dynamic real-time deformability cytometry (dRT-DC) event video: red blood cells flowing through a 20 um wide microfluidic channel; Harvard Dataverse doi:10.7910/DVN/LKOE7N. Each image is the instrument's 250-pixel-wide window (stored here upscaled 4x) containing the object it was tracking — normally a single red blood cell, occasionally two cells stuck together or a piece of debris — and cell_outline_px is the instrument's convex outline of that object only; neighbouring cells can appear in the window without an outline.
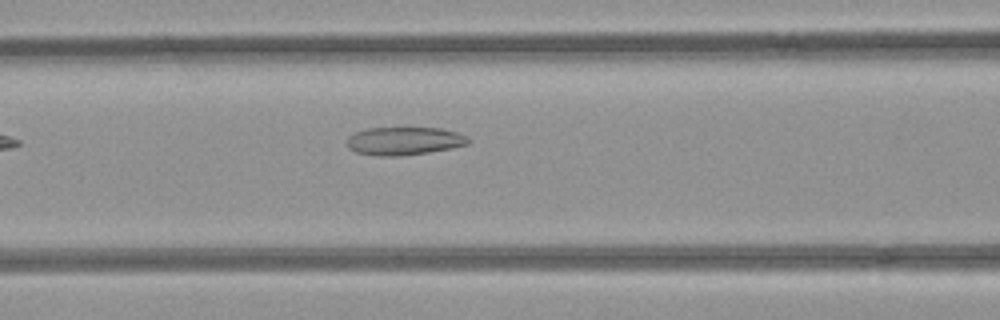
{"species": "common noctule bat (a hibernating species)", "species_latin": "Nyctalus noctula", "temperature_condition": "room temperature", "stored_images_in_passage": 7, "camera_frame_rate_fps": 3000, "um_per_image_px": 0.085, "animal": {"sex": "female", "body_mass_g": 21.9}, "frame": {"image": 1, "passage_image": 7, "time_ms": 2.0, "image_size_px": [1000, 320], "cell_outline_px": [[472, 140], [468, 144], [452, 148], [428, 152], [400, 156], [376, 156], [356, 152], [348, 148], [348, 136], [356, 132], [368, 128], [440, 128], [456, 132], [468, 136]], "centroid_in_image_um": [34.38, 11.98], "position_along_channel_um": 132.2, "area_um2": 19.88}}